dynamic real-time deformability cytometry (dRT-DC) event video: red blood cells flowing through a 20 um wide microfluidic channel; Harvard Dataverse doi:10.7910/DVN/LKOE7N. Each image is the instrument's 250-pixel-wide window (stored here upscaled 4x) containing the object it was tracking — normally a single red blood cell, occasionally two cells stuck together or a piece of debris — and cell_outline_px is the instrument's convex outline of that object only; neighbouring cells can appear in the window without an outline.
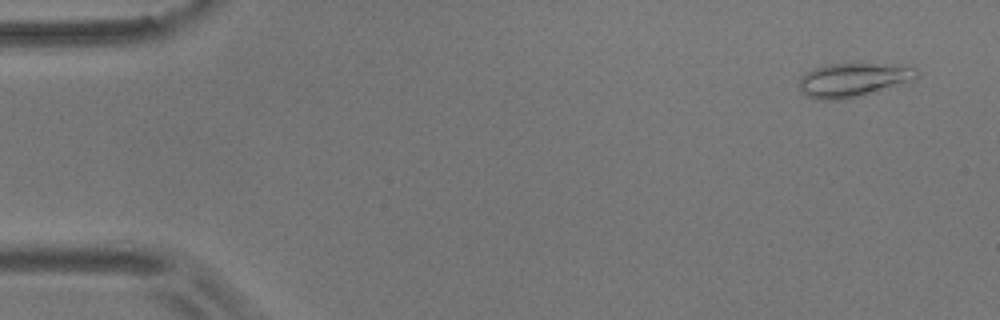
{"species": "common noctule bat (a hibernating species)", "species_latin": "Nyctalus noctula", "temperature_condition": "room temperature", "stored_images_in_passage": 52, "camera_frame_rate_fps": 3000, "um_per_image_px": 0.085, "animal": {"sex": "male", "body_mass_g": 17.9}, "frame": {"image": 1, "passage_image": 1, "time_ms": 0.0, "image_size_px": [1000, 320], "cell_outline_px": [[920, 76], [912, 80], [876, 92], [840, 100], [816, 100], [808, 96], [800, 88], [800, 76], [816, 68], [828, 64], [916, 64], [920, 72]], "centroid_in_image_um": [72.64, 6.77], "position_along_channel_um": 12.4, "area_um2": 23.47}}
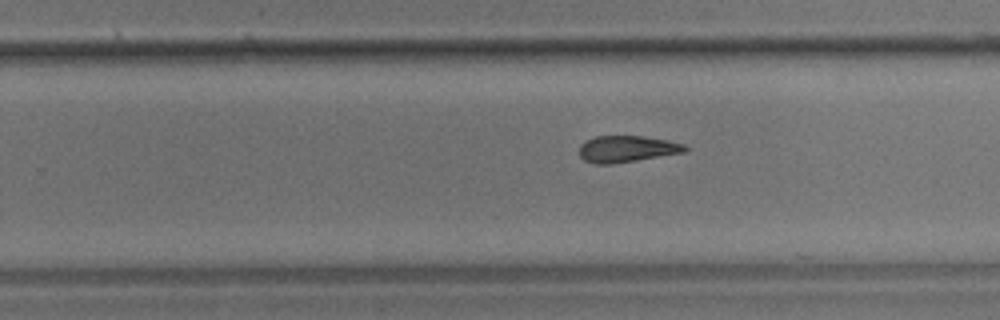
{"frame": {"image": 2, "passage_image": 32, "time_ms": 10.333, "image_size_px": [1000, 320], "cell_outline_px": [[688, 148], [684, 152], [612, 164], [596, 164], [584, 160], [580, 156], [580, 144], [584, 140], [596, 136], [640, 136], [668, 140], [684, 144]], "centroid_in_image_um": [53.25, 12.65], "position_along_channel_um": 276.6, "area_um2": 16.24}}
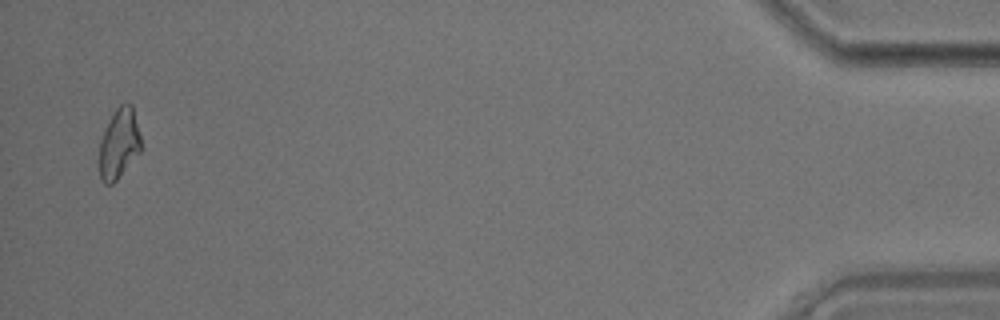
{"frame": {"image": 3, "passage_image": 51, "time_ms": 16.667, "image_size_px": [1000, 320], "cell_outline_px": [[140, 152], [116, 180], [112, 184], [104, 184], [100, 176], [100, 140], [108, 120], [112, 112], [120, 104], [132, 104], [140, 136]], "centroid_in_image_um": [10.11, 12.19], "position_along_channel_um": 425.1, "area_um2": 16.82}, "authors_computed_cell_mechanics": {"area_um2": 17.2822, "velocity_mm_per_s": 3.6735, "shape_relaxation_time_tau1_ms": null, "shape_relaxation_time_tau2_ms": 6.5029, "deformation_change_tau1": null, "deformation_change_tau2": 0.1505}}